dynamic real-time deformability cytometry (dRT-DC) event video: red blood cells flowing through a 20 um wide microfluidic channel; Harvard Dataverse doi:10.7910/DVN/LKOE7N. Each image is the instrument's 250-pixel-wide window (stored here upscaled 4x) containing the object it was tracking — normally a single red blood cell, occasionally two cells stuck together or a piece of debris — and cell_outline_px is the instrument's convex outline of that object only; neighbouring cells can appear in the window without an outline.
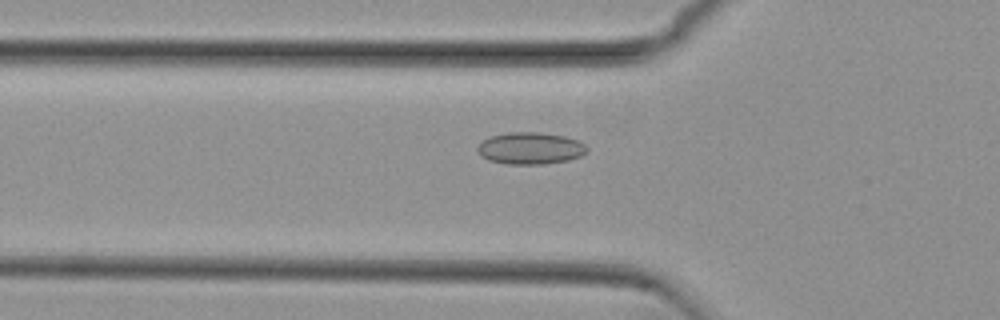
{"species": "common noctule bat (a hibernating species)", "species_latin": "Nyctalus noctula", "temperature_condition": "cold", "stored_images_in_passage": 55, "camera_frame_rate_fps": 3000, "um_per_image_px": 0.085, "animal": {"sex": "female", "body_mass_g": 29.2, "forearm_length_mm": 56.3}, "frame": {"image": 1, "passage_image": 19, "time_ms": 6.0, "image_size_px": [1000, 320], "cell_outline_px": [[588, 152], [580, 156], [568, 160], [544, 164], [508, 164], [488, 160], [480, 156], [476, 152], [476, 148], [484, 140], [492, 136], [508, 132], [540, 132], [564, 136], [580, 140], [588, 148]], "centroid_in_image_um": [45.09, 12.6], "position_along_channel_um": 80.7, "area_um2": 20.52}}
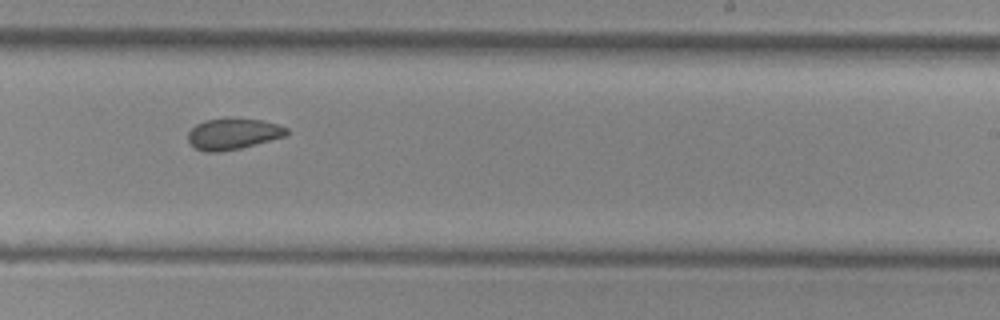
{"frame": {"image": 2, "passage_image": 34, "time_ms": 11.0, "image_size_px": [1000, 320], "cell_outline_px": [[288, 136], [240, 148], [220, 152], [204, 152], [196, 148], [188, 140], [188, 132], [196, 124], [204, 120], [260, 120], [276, 124], [288, 128]], "centroid_in_image_um": [19.82, 11.41], "position_along_channel_um": 269.2, "area_um2": 17.46}}
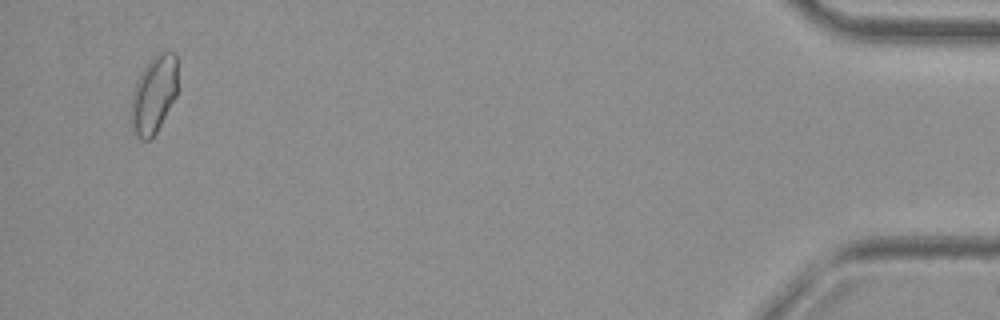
{"frame": {"image": 3, "passage_image": 53, "time_ms": 17.333, "image_size_px": [1000, 320], "cell_outline_px": [[176, 96], [156, 132], [148, 140], [144, 140], [136, 136], [132, 132], [128, 120], [128, 116], [132, 92], [136, 80], [140, 72], [152, 56], [160, 52], [176, 52]], "centroid_in_image_um": [13.0, 8.05], "position_along_channel_um": 422.2, "area_um2": 21.5}, "authors_computed_cell_mechanics": {"area_um2": 19.1318, "velocity_mm_per_s": 3.7598, "shape_relaxation_time_tau1_ms": null, "shape_relaxation_time_tau2_ms": 4.7076, "deformation_change_tau1": null, "deformation_change_tau2": 0.0875}}